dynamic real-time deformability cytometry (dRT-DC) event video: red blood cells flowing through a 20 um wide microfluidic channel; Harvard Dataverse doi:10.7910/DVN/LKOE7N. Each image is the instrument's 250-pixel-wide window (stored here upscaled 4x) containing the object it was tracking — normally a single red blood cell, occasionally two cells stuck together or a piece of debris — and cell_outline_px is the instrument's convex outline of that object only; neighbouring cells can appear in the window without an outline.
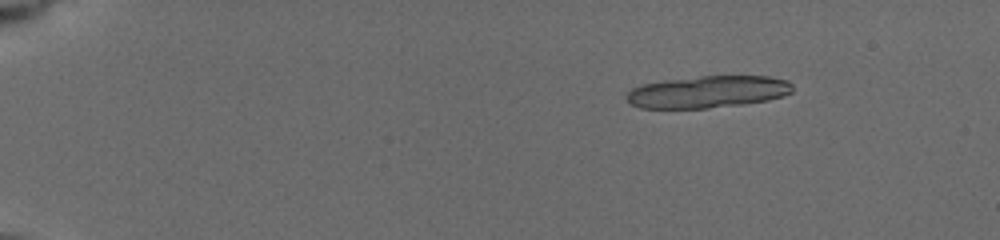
{"species": "common noctule bat (a hibernating species)", "species_latin": "Nyctalus noctula", "temperature_condition": "cold", "stored_images_in_passage": 12, "camera_frame_rate_fps": 3000, "um_per_image_px": 0.085, "animal": {"sex": "female", "body_mass_g": 19.5, "forearm_length_mm": 54.1}, "frame": {"image": 1, "passage_image": 3, "time_ms": 2.0, "image_size_px": [1000, 240], "cell_outline_px": [[792, 92], [784, 96], [768, 100], [744, 104], [708, 108], [640, 108], [632, 104], [624, 96], [632, 88], [644, 84], [664, 80], [700, 76], [768, 76], [788, 80], [792, 84]], "centroid_in_image_um": [60.19, 7.8], "position_along_channel_um": 24.8, "area_um2": 31.1}}
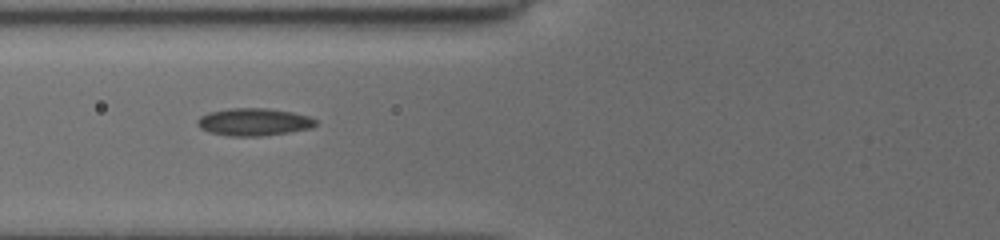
{"frame": {"image": 2, "passage_image": 9, "time_ms": 7.333, "image_size_px": [1000, 240], "cell_outline_px": [[316, 124], [312, 128], [288, 132], [260, 136], [232, 136], [212, 132], [200, 128], [196, 124], [196, 120], [200, 116], [208, 112], [228, 108], [268, 108], [292, 112], [308, 116], [316, 120]], "centroid_in_image_um": [21.55, 10.35], "position_along_channel_um": 104.2, "area_um2": 18.9}}
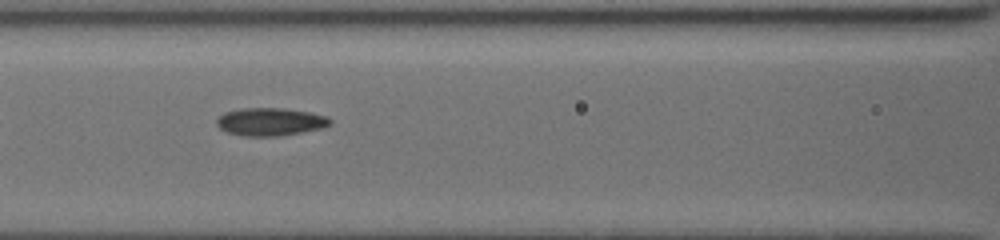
{"frame": {"image": 3, "passage_image": 10, "time_ms": 8.333, "image_size_px": [1000, 240], "cell_outline_px": [[332, 124], [324, 128], [280, 136], [244, 136], [228, 132], [220, 128], [216, 124], [216, 120], [224, 112], [240, 108], [284, 108], [308, 112], [328, 116], [332, 120]], "centroid_in_image_um": [23.01, 10.35], "position_along_channel_um": 143.6, "area_um2": 18.55}}